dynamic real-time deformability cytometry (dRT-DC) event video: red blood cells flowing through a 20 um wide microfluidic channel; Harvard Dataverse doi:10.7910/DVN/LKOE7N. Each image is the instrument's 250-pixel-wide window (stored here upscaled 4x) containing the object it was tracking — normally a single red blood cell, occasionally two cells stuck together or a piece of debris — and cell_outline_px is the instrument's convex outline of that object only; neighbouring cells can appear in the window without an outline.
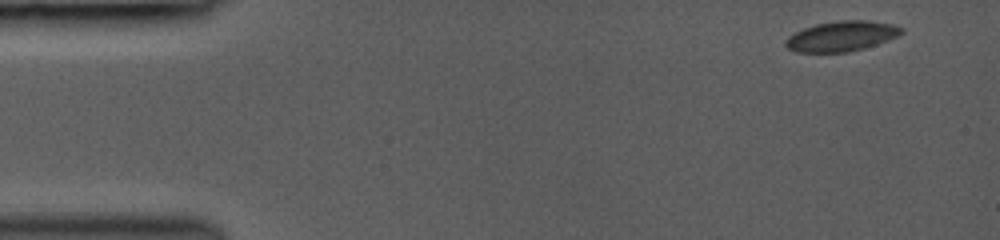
{"species": "common noctule bat (a hibernating species)", "species_latin": "Nyctalus noctula", "temperature_condition": "room temperature", "stored_images_in_passage": 21, "camera_frame_rate_fps": 3000, "um_per_image_px": 0.085, "animal": {"sex": "female", "body_mass_g": 19.0, "forearm_length_mm": 53.3}, "frame": {"image": 1, "passage_image": 1, "time_ms": 0.0, "image_size_px": [1000, 240], "cell_outline_px": [[904, 32], [888, 40], [864, 48], [848, 52], [796, 52], [788, 48], [784, 44], [784, 40], [788, 36], [804, 28], [816, 24], [840, 20], [868, 20], [892, 24], [904, 28]], "centroid_in_image_um": [71.53, 3.07], "position_along_channel_um": 13.5, "area_um2": 20.35}}
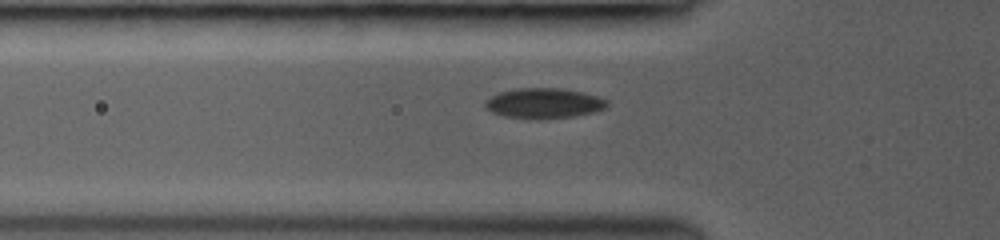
{"frame": {"image": 2, "passage_image": 12, "time_ms": 4.333, "image_size_px": [1000, 240], "cell_outline_px": [[608, 108], [596, 112], [576, 116], [540, 120], [536, 120], [504, 116], [492, 112], [484, 104], [484, 100], [500, 92], [516, 88], [560, 88], [580, 92], [596, 96], [608, 100]], "centroid_in_image_um": [46.26, 8.79], "position_along_channel_um": 79.5, "area_um2": 21.73}}
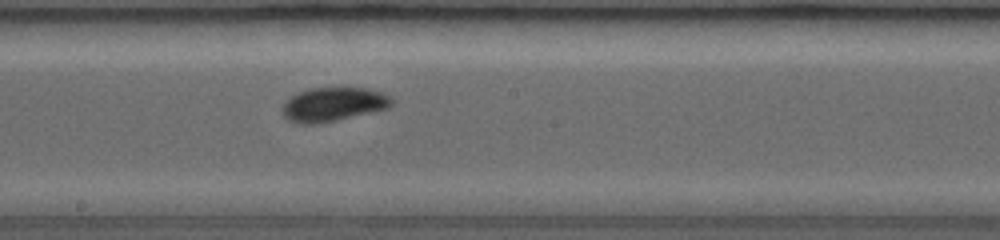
{"frame": {"image": 3, "passage_image": 21, "time_ms": 7.667, "image_size_px": [1000, 240], "cell_outline_px": [[396, 100], [388, 108], [336, 120], [312, 124], [300, 124], [288, 120], [284, 116], [280, 108], [292, 96], [308, 88], [368, 88], [392, 96]], "centroid_in_image_um": [28.35, 8.87], "position_along_channel_um": 219.9, "area_um2": 21.56}}